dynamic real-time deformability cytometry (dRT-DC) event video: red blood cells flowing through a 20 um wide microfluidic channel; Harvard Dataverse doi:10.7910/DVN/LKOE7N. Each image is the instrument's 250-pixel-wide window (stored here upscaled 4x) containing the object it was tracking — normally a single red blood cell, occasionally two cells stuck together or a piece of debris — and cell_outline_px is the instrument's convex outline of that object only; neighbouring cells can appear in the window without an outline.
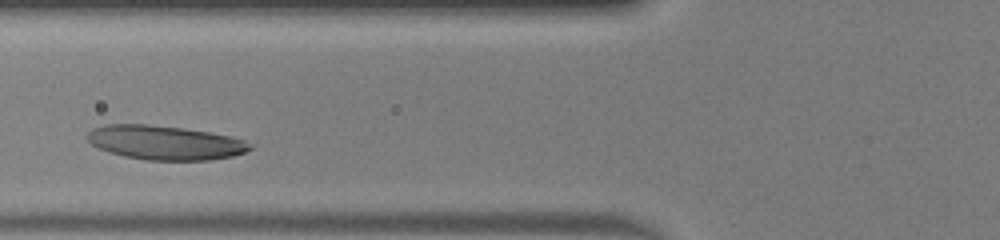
{"species": "human", "species_latin": "Homo sapiens", "temperature_condition": "warm", "stored_images_in_passage": 36, "camera_frame_rate_fps": 3000, "um_per_image_px": 0.085, "donor": {"sex": "male"}, "frame": {"image": 1, "passage_image": 8, "time_ms": 2.333, "image_size_px": [1000, 240], "cell_outline_px": [[256, 144], [252, 148], [244, 152], [232, 156], [212, 160], [148, 160], [124, 156], [100, 148], [92, 144], [88, 140], [88, 132], [92, 128], [104, 124], [148, 124], [184, 128], [232, 136]], "centroid_in_image_um": [14.07, 12.11], "position_along_channel_um": 111.7, "area_um2": 32.43}}
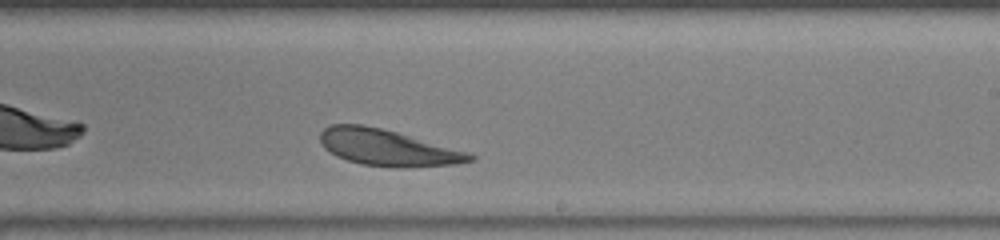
{"frame": {"image": 2, "passage_image": 19, "time_ms": 6.0, "image_size_px": [1000, 240], "cell_outline_px": [[476, 160], [456, 164], [404, 168], [396, 168], [360, 164], [336, 156], [324, 148], [320, 140], [320, 132], [324, 128], [332, 124], [360, 124], [380, 128], [396, 132], [472, 152], [476, 156]], "centroid_in_image_um": [33.0, 12.56], "position_along_channel_um": 256.0, "area_um2": 31.96}}
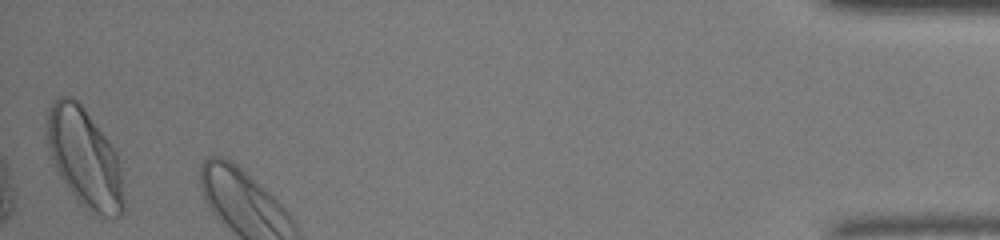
{"frame": {"image": 3, "passage_image": 36, "time_ms": 11.667, "image_size_px": [1000, 240], "cell_outline_px": [[124, 208], [120, 216], [104, 216], [92, 212], [80, 204], [76, 200], [60, 176], [56, 168], [48, 148], [48, 108], [52, 100], [56, 96], [72, 96], [84, 108], [108, 140], [116, 152], [120, 168], [124, 196]], "centroid_in_image_um": [7.19, 13.42], "position_along_channel_um": 428.0, "area_um2": 43.75}, "authors_computed_cell_mechanics": {"area_um2": 33.0905, "velocity_mm_per_s": 3.9233, "shape_relaxation_time_tau1_ms": 8.545, "shape_relaxation_time_tau2_ms": 1.6933, "deformation_change_tau1": 0.1262, "deformation_change_tau2": 0.0709}}